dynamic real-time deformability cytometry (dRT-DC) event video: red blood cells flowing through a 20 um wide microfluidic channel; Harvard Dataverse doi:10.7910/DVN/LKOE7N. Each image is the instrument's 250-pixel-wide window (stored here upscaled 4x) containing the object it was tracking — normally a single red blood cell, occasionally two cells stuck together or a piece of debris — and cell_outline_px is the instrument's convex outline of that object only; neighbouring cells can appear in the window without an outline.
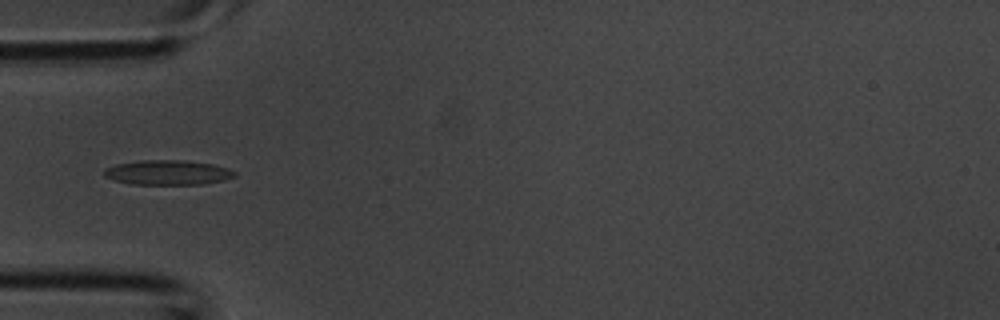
{"species": "common noctule bat (a hibernating species)", "species_latin": "Nyctalus noctula", "temperature_condition": "room temperature", "stored_images_in_passage": 3, "camera_frame_rate_fps": 3000, "um_per_image_px": 0.085, "animal": {"sex": "male", "body_mass_g": 20.1, "forearm_length_mm": 53.5}, "frame": {"image": 1, "passage_image": 3, "time_ms": 0.667, "image_size_px": [1000, 320], "cell_outline_px": [[236, 176], [224, 180], [200, 184], [132, 184], [116, 180], [104, 176], [104, 168], [116, 164], [140, 160], [184, 160], [212, 164], [228, 168], [236, 172]], "centroid_in_image_um": [14.26, 14.65], "position_along_channel_um": 70.7, "area_um2": 18.73}}